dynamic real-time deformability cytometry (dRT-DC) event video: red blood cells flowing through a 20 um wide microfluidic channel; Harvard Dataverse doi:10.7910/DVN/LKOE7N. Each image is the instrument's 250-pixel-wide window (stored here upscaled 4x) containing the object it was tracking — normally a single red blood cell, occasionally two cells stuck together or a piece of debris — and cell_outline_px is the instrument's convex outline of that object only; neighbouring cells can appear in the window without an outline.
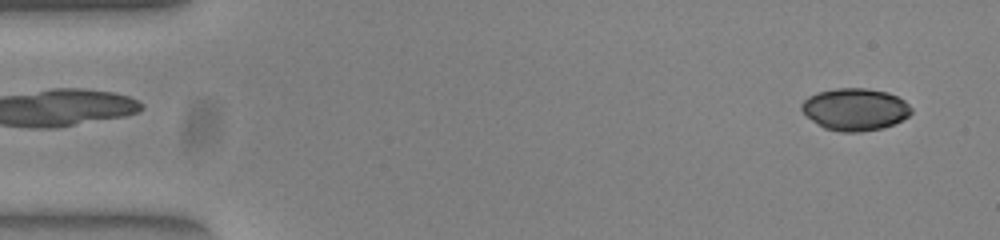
{"species": "common noctule bat (a hibernating species)", "species_latin": "Nyctalus noctula", "temperature_condition": "warm", "stored_images_in_passage": 51, "camera_frame_rate_fps": 3000, "um_per_image_px": 0.085, "animal": {"sex": "female", "body_mass_g": 23.0, "forearm_length_mm": 53.4}, "frame": {"image": 1, "passage_image": 2, "time_ms": 0.333, "image_size_px": [1000, 240], "cell_outline_px": [[912, 112], [908, 116], [884, 128], [860, 132], [840, 132], [824, 128], [812, 120], [800, 108], [800, 104], [808, 96], [816, 92], [836, 88], [864, 88], [888, 92], [904, 100], [912, 108]], "centroid_in_image_um": [72.67, 9.29], "position_along_channel_um": 12.3, "area_um2": 26.99}}
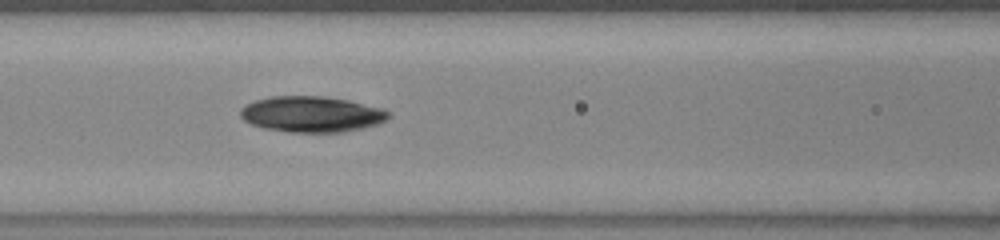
{"frame": {"image": 2, "passage_image": 21, "time_ms": 6.667, "image_size_px": [1000, 240], "cell_outline_px": [[392, 116], [388, 120], [376, 124], [360, 128], [340, 132], [288, 132], [264, 128], [252, 124], [244, 120], [240, 116], [240, 108], [244, 104], [256, 100], [272, 96], [324, 96], [348, 100], [384, 108], [392, 112]], "centroid_in_image_um": [26.51, 9.7], "position_along_channel_um": 140.1, "area_um2": 31.15}}
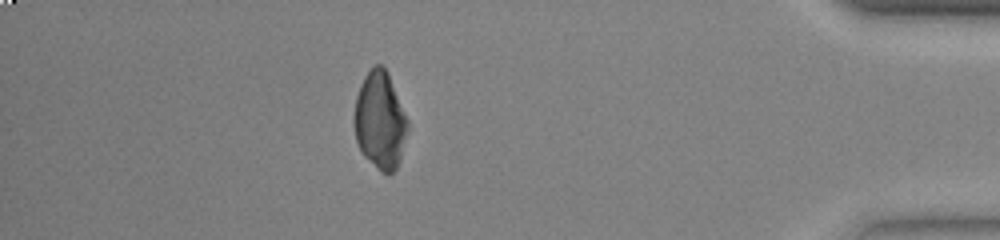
{"frame": {"image": 3, "passage_image": 45, "time_ms": 14.667, "image_size_px": [1000, 240], "cell_outline_px": [[408, 128], [400, 160], [396, 168], [388, 176], [380, 172], [364, 156], [356, 140], [352, 120], [356, 96], [360, 84], [364, 76], [372, 64], [380, 64], [388, 72], [408, 120]], "centroid_in_image_um": [32.28, 10.23], "position_along_channel_um": 402.9, "area_um2": 30.75}}